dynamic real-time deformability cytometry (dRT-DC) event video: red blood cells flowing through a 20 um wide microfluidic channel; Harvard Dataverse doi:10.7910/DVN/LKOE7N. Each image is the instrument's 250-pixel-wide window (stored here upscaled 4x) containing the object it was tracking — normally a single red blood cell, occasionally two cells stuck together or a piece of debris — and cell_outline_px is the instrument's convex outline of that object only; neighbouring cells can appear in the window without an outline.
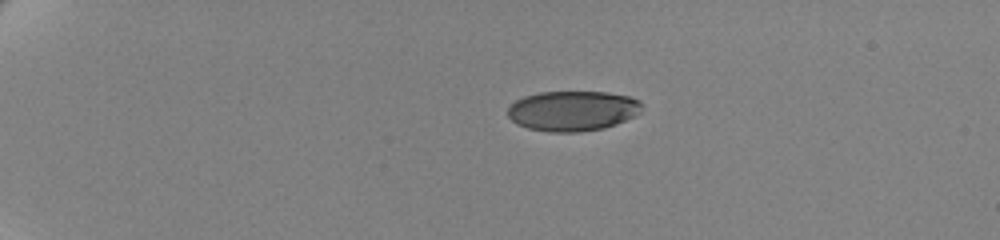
{"species": "human", "species_latin": "Homo sapiens", "temperature_condition": "cold", "stored_images_in_passage": 47, "camera_frame_rate_fps": 3000, "um_per_image_px": 0.085, "donor": {"sex": "female"}, "frame": {"image": 1, "passage_image": 1, "time_ms": 0.0, "image_size_px": [1000, 240], "cell_outline_px": [[640, 112], [636, 116], [616, 124], [604, 128], [576, 132], [548, 132], [528, 128], [516, 124], [508, 116], [508, 108], [516, 100], [524, 96], [540, 92], [608, 92], [628, 96], [640, 100]], "centroid_in_image_um": [48.67, 9.42], "position_along_channel_um": 36.3, "area_um2": 31.39}}
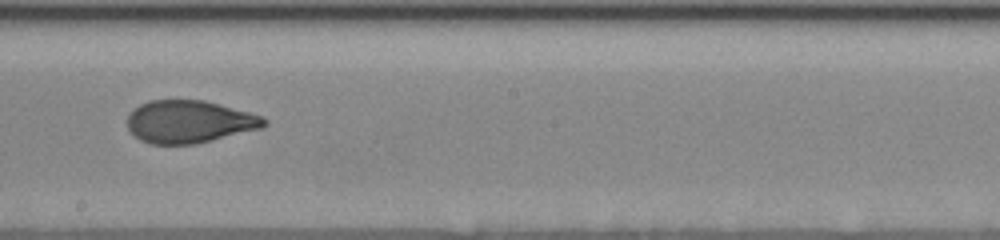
{"frame": {"image": 2, "passage_image": 25, "time_ms": 8.0, "image_size_px": [1000, 240], "cell_outline_px": [[268, 124], [264, 128], [196, 144], [152, 144], [140, 140], [128, 128], [128, 116], [132, 108], [148, 100], [204, 100], [264, 116], [268, 120]], "centroid_in_image_um": [16.13, 10.34], "position_along_channel_um": 232.1, "area_um2": 34.22}}
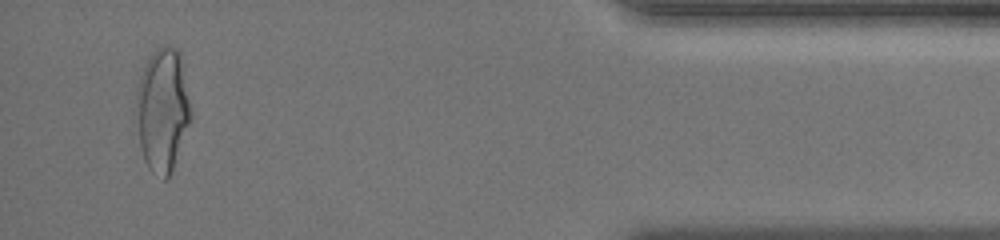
{"frame": {"image": 3, "passage_image": 45, "time_ms": 14.667, "image_size_px": [1000, 240], "cell_outline_px": [[192, 116], [172, 168], [168, 176], [164, 180], [152, 172], [148, 168], [144, 160], [132, 112], [136, 88], [140, 76], [148, 56], [156, 48], [176, 48], [180, 56], [192, 112]], "centroid_in_image_um": [13.75, 9.35], "position_along_channel_um": 421.5, "area_um2": 39.54}, "authors_computed_cell_mechanics": {"area_um2": 34.7378, "velocity_mm_per_s": 3.5015, "shape_relaxation_time_tau1_ms": 4.5921, "shape_relaxation_time_tau2_ms": 1.026, "deformation_change_tau1": 0.1777, "deformation_change_tau2": 0.0643}}